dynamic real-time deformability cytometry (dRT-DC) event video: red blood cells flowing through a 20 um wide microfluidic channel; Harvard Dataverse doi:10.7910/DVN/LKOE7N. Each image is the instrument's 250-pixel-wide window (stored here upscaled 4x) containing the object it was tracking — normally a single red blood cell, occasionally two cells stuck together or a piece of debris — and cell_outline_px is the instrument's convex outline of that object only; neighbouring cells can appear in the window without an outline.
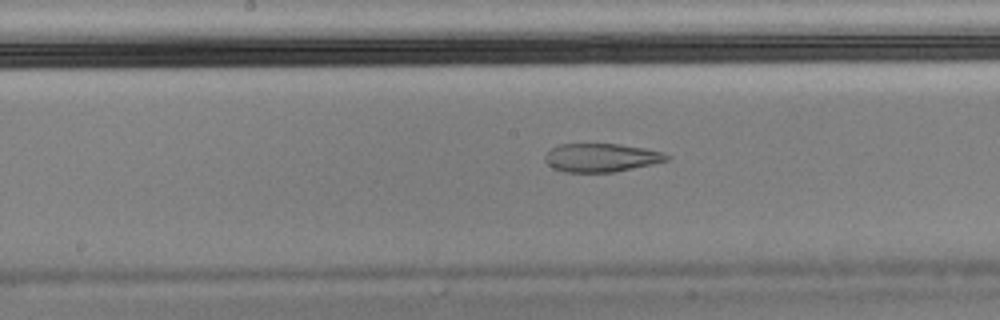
{"species": "Egyptian fruit bat (a non-hibernating species)", "species_latin": "Rousettus aegyptiacus", "temperature_condition": "cold", "stored_images_in_passage": 56, "camera_frame_rate_fps": 3000, "um_per_image_px": 0.085, "animal": {"sex": "male"}, "frame": {"image": 1, "passage_image": 28, "time_ms": 9.0, "image_size_px": [1000, 320], "cell_outline_px": [[672, 156], [668, 160], [652, 164], [612, 172], [564, 172], [552, 168], [544, 160], [544, 156], [552, 148], [560, 144], [620, 144], [644, 148], [664, 152]], "centroid_in_image_um": [51.11, 13.4], "position_along_channel_um": 197.1, "area_um2": 20.17}}
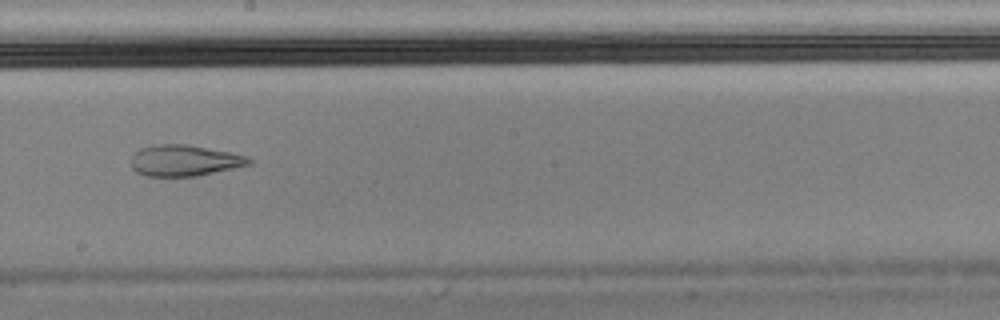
{"frame": {"image": 2, "passage_image": 31, "time_ms": 10.0, "image_size_px": [1000, 320], "cell_outline_px": [[252, 164], [196, 176], [148, 176], [136, 172], [132, 168], [132, 156], [140, 148], [152, 144], [188, 144], [232, 152], [248, 156], [252, 160]], "centroid_in_image_um": [15.69, 13.63], "position_along_channel_um": 232.5, "area_um2": 21.5}}
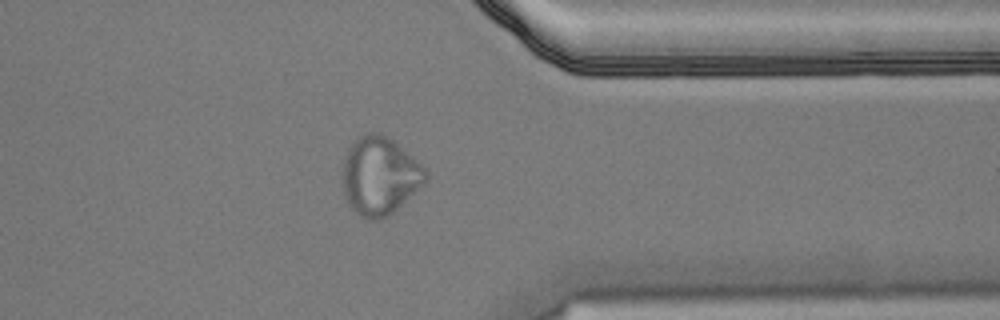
{"frame": {"image": 3, "passage_image": 44, "time_ms": 14.333, "image_size_px": [1000, 320], "cell_outline_px": [[428, 176], [424, 184], [388, 216], [380, 220], [364, 220], [352, 212], [344, 196], [344, 160], [348, 148], [352, 140], [364, 132], [380, 132], [388, 136], [420, 164], [428, 172]], "centroid_in_image_um": [32.25, 14.96], "position_along_channel_um": 379.2, "area_um2": 37.97}, "authors_computed_cell_mechanics": {"area_um2": 24.1893, "velocity_mm_per_s": 3.5615, "shape_relaxation_time_tau1_ms": null, "shape_relaxation_time_tau2_ms": 2.1742, "deformation_change_tau1": null, "deformation_change_tau2": 0.0816}}